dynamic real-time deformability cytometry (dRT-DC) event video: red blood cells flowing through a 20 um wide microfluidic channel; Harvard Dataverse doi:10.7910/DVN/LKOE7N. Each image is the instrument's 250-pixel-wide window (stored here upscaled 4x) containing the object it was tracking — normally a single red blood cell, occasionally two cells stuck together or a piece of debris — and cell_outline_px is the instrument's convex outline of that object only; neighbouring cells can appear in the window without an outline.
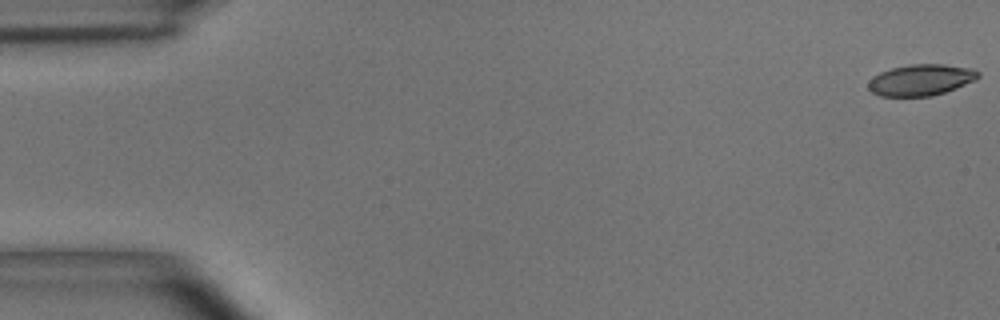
{"species": "common noctule bat (a hibernating species)", "species_latin": "Nyctalus noctula", "temperature_condition": "room temperature", "stored_images_in_passage": 55, "camera_frame_rate_fps": 3000, "um_per_image_px": 0.085, "animal": {"sex": "male", "body_mass_g": 15.6}, "frame": {"image": 1, "passage_image": 1, "time_ms": 0.0, "image_size_px": [1000, 320], "cell_outline_px": [[980, 76], [976, 80], [956, 88], [932, 96], [880, 96], [872, 92], [868, 88], [868, 80], [872, 76], [880, 72], [892, 68], [912, 64], [944, 64], [972, 68], [980, 72]], "centroid_in_image_um": [78.28, 6.79], "position_along_channel_um": 6.7, "area_um2": 20.11}}
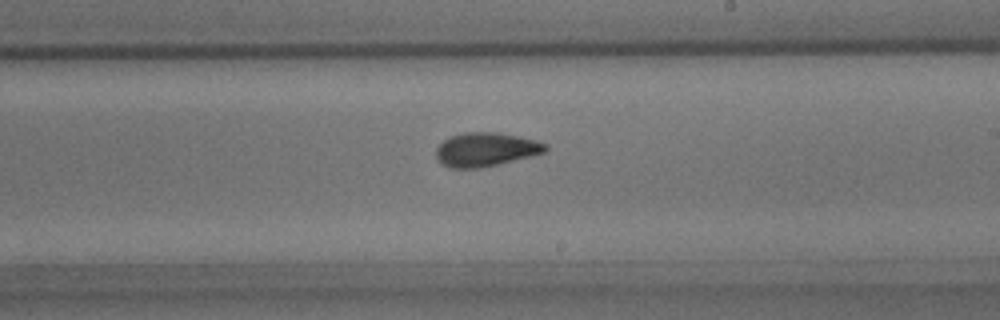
{"frame": {"image": 2, "passage_image": 32, "time_ms": 10.333, "image_size_px": [1000, 320], "cell_outline_px": [[548, 148], [544, 152], [480, 168], [452, 168], [444, 164], [436, 156], [436, 148], [448, 136], [464, 132], [496, 132], [536, 140], [548, 144]], "centroid_in_image_um": [41.27, 12.68], "position_along_channel_um": 247.7, "area_um2": 21.21}}
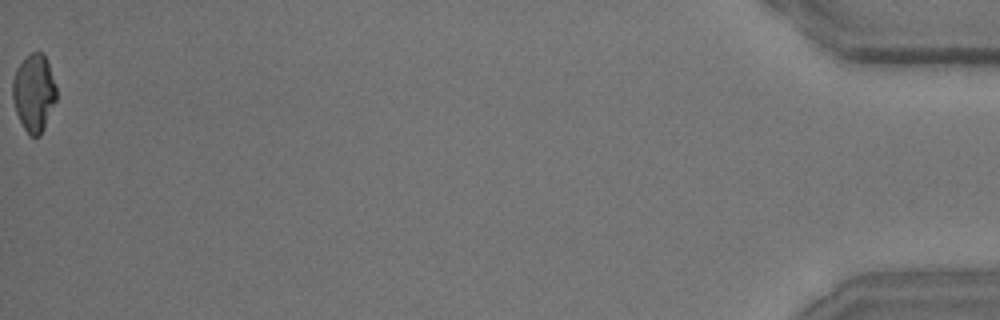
{"frame": {"image": 3, "passage_image": 55, "time_ms": 18.0, "image_size_px": [1000, 320], "cell_outline_px": [[56, 100], [44, 128], [40, 136], [32, 136], [24, 128], [16, 112], [12, 96], [12, 80], [16, 68], [32, 52], [44, 52], [56, 84]], "centroid_in_image_um": [2.89, 7.87], "position_along_channel_um": 432.3, "area_um2": 19.65}, "authors_computed_cell_mechanics": {"area_um2": 20.7502, "velocity_mm_per_s": 3.6734, "shape_relaxation_time_tau1_ms": 4.8418, "shape_relaxation_time_tau2_ms": 2.4681, "deformation_change_tau1": 0.1565, "deformation_change_tau2": 0.0857}}